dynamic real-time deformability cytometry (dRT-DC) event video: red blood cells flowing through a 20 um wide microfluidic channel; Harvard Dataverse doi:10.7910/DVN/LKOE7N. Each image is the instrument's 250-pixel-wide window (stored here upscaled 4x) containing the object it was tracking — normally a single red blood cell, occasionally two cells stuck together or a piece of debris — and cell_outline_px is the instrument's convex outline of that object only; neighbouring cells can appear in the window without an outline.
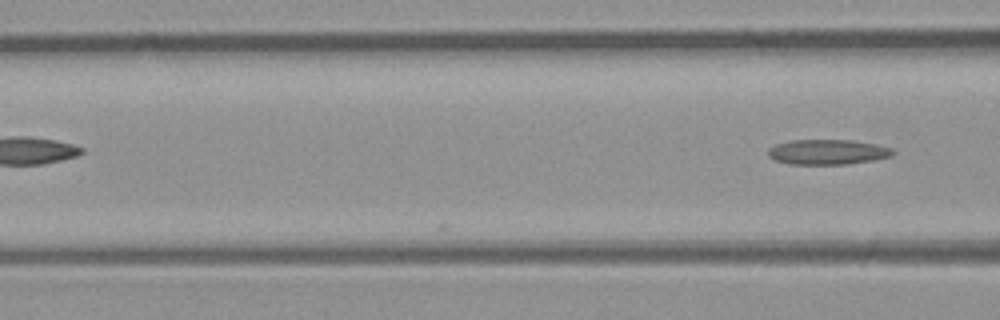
{"species": "common noctule bat (a hibernating species)", "species_latin": "Nyctalus noctula", "temperature_condition": "room temperature", "stored_images_in_passage": 4, "camera_frame_rate_fps": 3000, "um_per_image_px": 0.085, "animal": {"sex": "male", "body_mass_g": 23.1, "forearm_length_mm": 52.7}, "frame": {"image": 1, "passage_image": 4, "time_ms": 1.0, "image_size_px": [1000, 320], "cell_outline_px": [[896, 152], [892, 156], [876, 160], [848, 164], [788, 164], [776, 160], [768, 156], [768, 148], [776, 144], [792, 140], [852, 140], [876, 144], [892, 148]], "centroid_in_image_um": [70.38, 12.92], "position_along_channel_um": 96.2, "area_um2": 18.38}}